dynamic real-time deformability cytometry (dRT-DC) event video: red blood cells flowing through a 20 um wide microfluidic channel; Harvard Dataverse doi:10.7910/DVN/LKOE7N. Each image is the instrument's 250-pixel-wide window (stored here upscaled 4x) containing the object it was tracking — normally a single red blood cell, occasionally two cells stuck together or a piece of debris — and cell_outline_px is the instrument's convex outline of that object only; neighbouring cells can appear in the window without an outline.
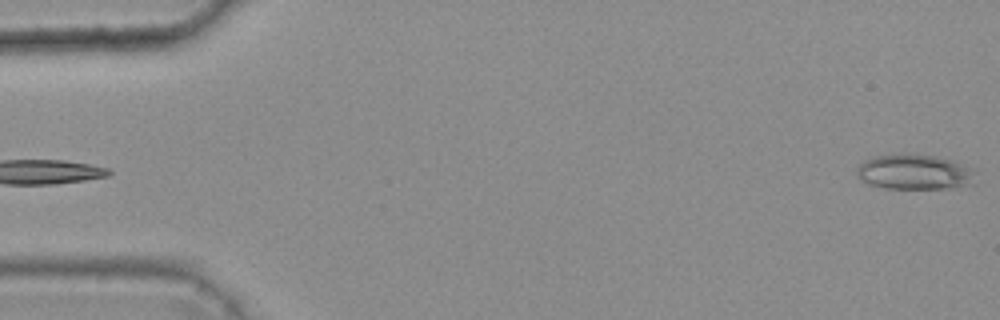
{"species": "common noctule bat (a hibernating species)", "species_latin": "Nyctalus noctula", "temperature_condition": "warm", "stored_images_in_passage": 4, "camera_frame_rate_fps": 3000, "um_per_image_px": 0.085, "animal": {"sex": "female", "body_mass_g": 25.1}, "frame": {"image": 1, "passage_image": 4, "time_ms": 1.0, "image_size_px": [1000, 320], "cell_outline_px": [[972, 184], [944, 188], [884, 188], [868, 184], [856, 172], [856, 168], [864, 160], [872, 156], [936, 156], [952, 160], [968, 168], [972, 172]], "centroid_in_image_um": [77.66, 14.64], "position_along_channel_um": 7.3, "area_um2": 23.18}}